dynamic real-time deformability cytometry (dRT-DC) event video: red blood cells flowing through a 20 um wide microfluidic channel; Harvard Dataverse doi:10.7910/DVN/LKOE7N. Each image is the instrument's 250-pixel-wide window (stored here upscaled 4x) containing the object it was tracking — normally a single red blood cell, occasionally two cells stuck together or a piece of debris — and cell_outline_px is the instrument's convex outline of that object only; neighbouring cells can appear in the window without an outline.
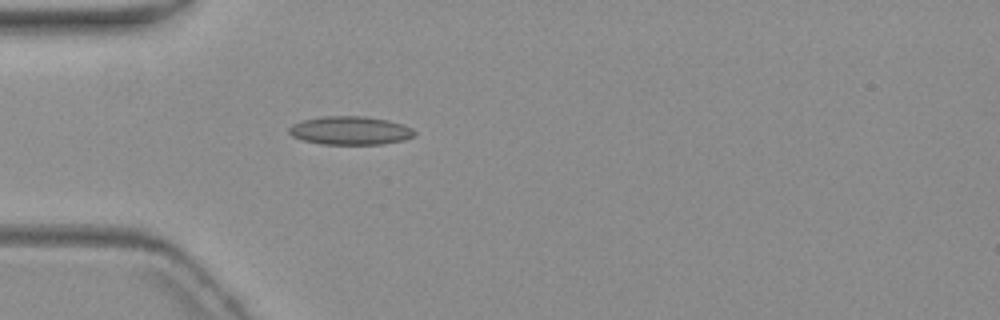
{"species": "common noctule bat (a hibernating species)", "species_latin": "Nyctalus noctula", "temperature_condition": "warm", "stored_images_in_passage": 4, "camera_frame_rate_fps": 3000, "um_per_image_px": 0.085, "animal": {"sex": "female", "body_mass_g": 19.3, "forearm_length_mm": 54.1}, "frame": {"image": 1, "passage_image": 4, "time_ms": 4.667, "image_size_px": [1000, 320], "cell_outline_px": [[416, 136], [404, 140], [384, 144], [320, 144], [304, 140], [292, 136], [288, 132], [288, 128], [292, 124], [304, 120], [324, 116], [364, 116], [388, 120], [404, 124], [412, 128], [416, 132]], "centroid_in_image_um": [29.81, 11.1], "position_along_channel_um": 55.2, "area_um2": 20.92}}